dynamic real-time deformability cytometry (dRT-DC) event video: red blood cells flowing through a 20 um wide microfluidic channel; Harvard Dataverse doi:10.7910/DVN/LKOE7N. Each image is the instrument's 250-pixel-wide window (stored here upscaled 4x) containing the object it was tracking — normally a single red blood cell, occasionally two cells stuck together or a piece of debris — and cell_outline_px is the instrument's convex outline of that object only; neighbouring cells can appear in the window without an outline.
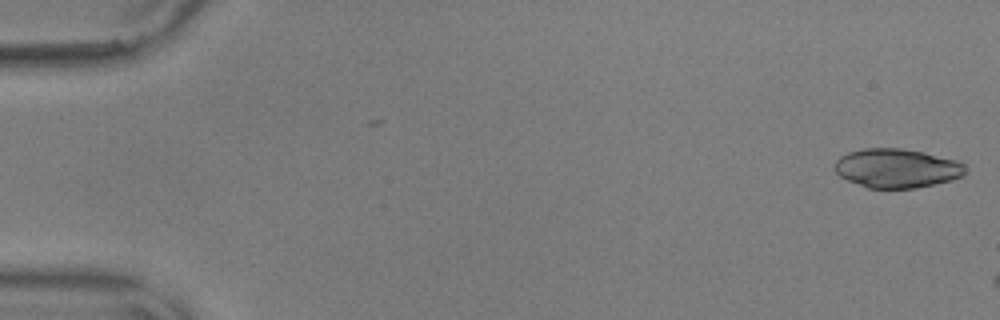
{"species": "common noctule bat (a hibernating species)", "species_latin": "Nyctalus noctula", "temperature_condition": "warm", "stored_images_in_passage": 3, "camera_frame_rate_fps": 3000, "um_per_image_px": 0.085, "animal": {"sex": "male", "body_mass_g": 17.9, "forearm_length_mm": 54.2}, "frame": {"image": 1, "passage_image": 1, "time_ms": 0.0, "image_size_px": [1000, 320], "cell_outline_px": [[964, 172], [960, 176], [948, 180], [916, 188], [868, 188], [848, 180], [840, 176], [836, 172], [836, 160], [840, 156], [848, 152], [864, 148], [900, 148], [924, 152], [956, 160], [964, 164]], "centroid_in_image_um": [76.19, 14.29], "position_along_channel_um": 8.8, "area_um2": 29.36}}